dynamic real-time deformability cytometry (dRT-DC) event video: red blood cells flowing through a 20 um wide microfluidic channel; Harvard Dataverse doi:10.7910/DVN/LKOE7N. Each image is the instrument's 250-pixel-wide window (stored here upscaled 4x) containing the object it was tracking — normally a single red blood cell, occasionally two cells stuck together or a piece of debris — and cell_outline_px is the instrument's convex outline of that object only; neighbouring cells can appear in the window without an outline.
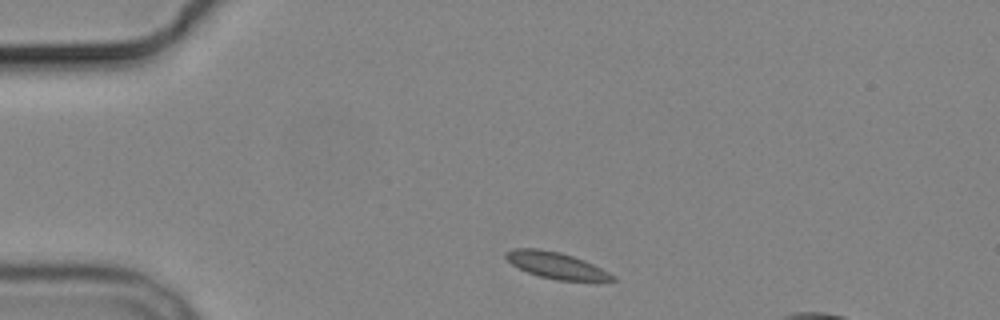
{"species": "common noctule bat (a hibernating species)", "species_latin": "Nyctalus noctula", "temperature_condition": "cold", "stored_images_in_passage": 11, "camera_frame_rate_fps": 3000, "um_per_image_px": 0.085, "animal": {"sex": "male", "body_mass_g": 19.2, "forearm_length_mm": 51.8}, "frame": {"image": 1, "passage_image": 1, "time_ms": 0.0, "image_size_px": [1000, 320], "cell_outline_px": [[616, 280], [556, 280], [540, 276], [528, 272], [512, 264], [504, 256], [504, 252], [512, 248], [540, 248], [560, 252], [584, 260], [616, 276]], "centroid_in_image_um": [47.22, 22.53], "position_along_channel_um": 37.8, "area_um2": 16.18}}
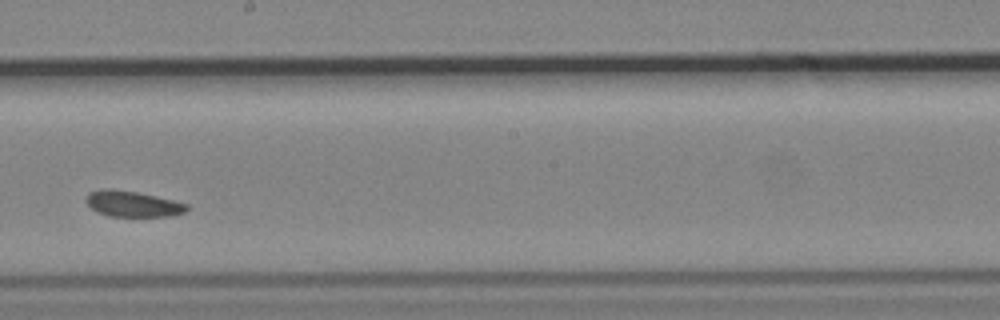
{"frame": {"image": 2, "passage_image": 6, "time_ms": 6.667, "image_size_px": [1000, 320], "cell_outline_px": [[188, 208], [184, 212], [168, 216], [108, 216], [96, 212], [84, 200], [88, 192], [104, 188], [112, 188], [136, 192], [172, 200], [188, 204]], "centroid_in_image_um": [11.21, 17.32], "position_along_channel_um": 237.0, "area_um2": 15.09}}
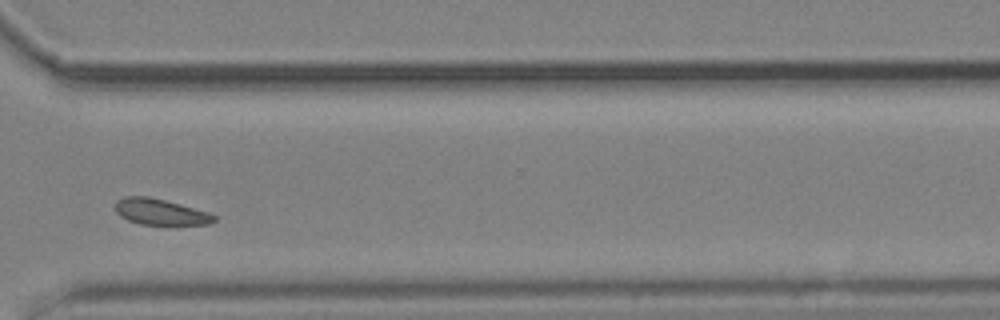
{"frame": {"image": 3, "passage_image": 9, "time_ms": 10.0, "image_size_px": [1000, 320], "cell_outline_px": [[216, 220], [208, 224], [168, 228], [140, 224], [128, 220], [120, 216], [116, 212], [116, 200], [124, 196], [148, 196], [180, 204], [208, 212], [216, 216]], "centroid_in_image_um": [13.67, 18.07], "position_along_channel_um": 356.9, "area_um2": 15.78}}